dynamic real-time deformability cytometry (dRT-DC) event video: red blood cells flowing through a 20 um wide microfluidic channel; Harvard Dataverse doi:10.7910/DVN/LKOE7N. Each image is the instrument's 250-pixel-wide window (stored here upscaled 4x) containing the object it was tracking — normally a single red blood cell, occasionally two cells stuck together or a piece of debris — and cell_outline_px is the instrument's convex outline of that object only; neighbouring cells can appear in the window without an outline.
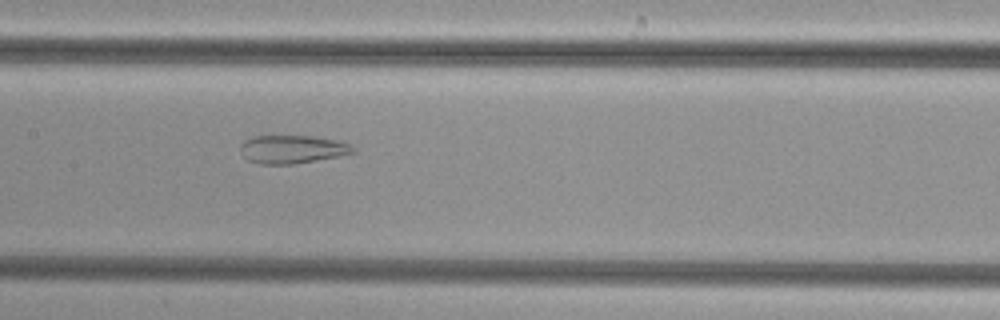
{"species": "common noctule bat (a hibernating species)", "species_latin": "Nyctalus noctula", "temperature_condition": "cold", "stored_images_in_passage": 52, "camera_frame_rate_fps": 3000, "um_per_image_px": 0.085, "animal": {"sex": "female", "body_mass_g": 29.2, "forearm_length_mm": 56.3}, "frame": {"image": 1, "passage_image": 26, "time_ms": 8.333, "image_size_px": [1000, 320], "cell_outline_px": [[356, 152], [316, 160], [292, 164], [260, 164], [248, 160], [244, 156], [240, 148], [240, 144], [244, 140], [252, 136], [312, 136], [336, 140], [348, 144], [356, 148]], "centroid_in_image_um": [24.81, 12.68], "position_along_channel_um": 182.6, "area_um2": 18.38}}
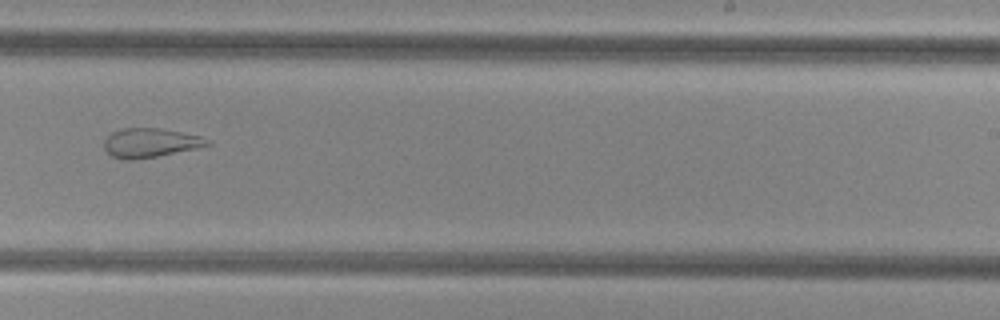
{"frame": {"image": 2, "passage_image": 33, "time_ms": 10.667, "image_size_px": [1000, 320], "cell_outline_px": [[212, 144], [196, 148], [136, 160], [124, 160], [112, 156], [104, 148], [104, 140], [112, 132], [120, 128], [160, 128], [200, 136]], "centroid_in_image_um": [12.71, 12.14], "position_along_channel_um": 276.3, "area_um2": 17.34}}
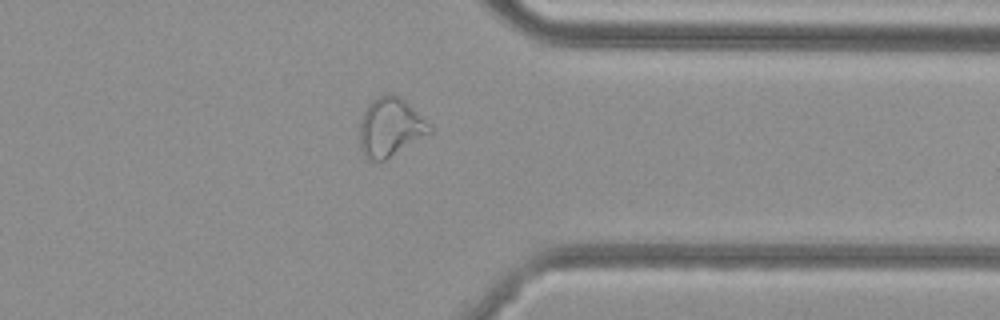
{"frame": {"image": 3, "passage_image": 41, "time_ms": 13.333, "image_size_px": [1000, 320], "cell_outline_px": [[432, 132], [384, 160], [372, 160], [364, 156], [360, 148], [360, 120], [368, 104], [372, 100], [388, 92], [392, 92], [400, 96], [432, 124]], "centroid_in_image_um": [33.19, 10.78], "position_along_channel_um": 378.2, "area_um2": 23.99}}